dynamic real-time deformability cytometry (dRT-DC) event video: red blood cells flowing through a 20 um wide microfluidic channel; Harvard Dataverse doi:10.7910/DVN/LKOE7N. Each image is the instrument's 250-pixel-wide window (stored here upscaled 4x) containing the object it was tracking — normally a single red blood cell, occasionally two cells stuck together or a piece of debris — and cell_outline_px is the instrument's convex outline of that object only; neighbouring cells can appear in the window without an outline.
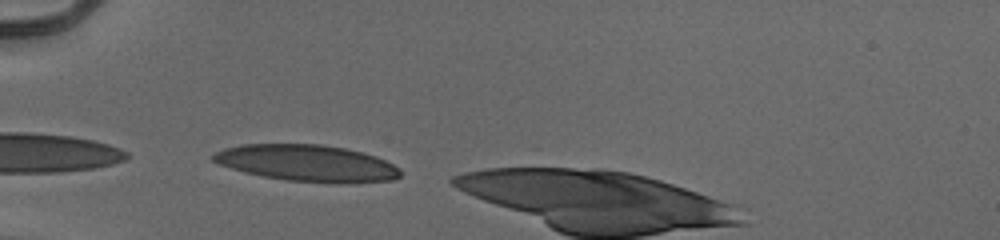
{"species": "human", "species_latin": "Homo sapiens", "temperature_condition": "cold", "stored_images_in_passage": 32, "camera_frame_rate_fps": 3000, "um_per_image_px": 0.085, "donor": {"sex": "male"}, "frame": {"image": 1, "passage_image": 2, "time_ms": 0.333, "image_size_px": [1000, 240], "cell_outline_px": [[400, 176], [392, 180], [340, 184], [288, 180], [264, 176], [244, 172], [216, 164], [212, 160], [212, 156], [216, 152], [224, 148], [240, 144], [320, 144], [344, 148], [364, 152], [376, 156], [400, 168]], "centroid_in_image_um": [26.09, 13.87], "position_along_channel_um": 58.9, "area_um2": 40.06}}
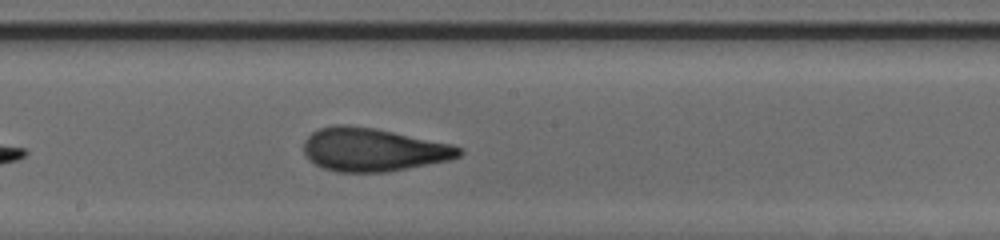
{"frame": {"image": 2, "passage_image": 15, "time_ms": 4.667, "image_size_px": [1000, 240], "cell_outline_px": [[464, 152], [460, 156], [448, 160], [408, 168], [384, 172], [336, 172], [324, 168], [308, 160], [304, 152], [304, 140], [312, 132], [320, 128], [332, 124], [348, 124], [376, 128], [452, 144], [464, 148]], "centroid_in_image_um": [31.71, 12.71], "position_along_channel_um": 216.5, "area_um2": 39.42}}
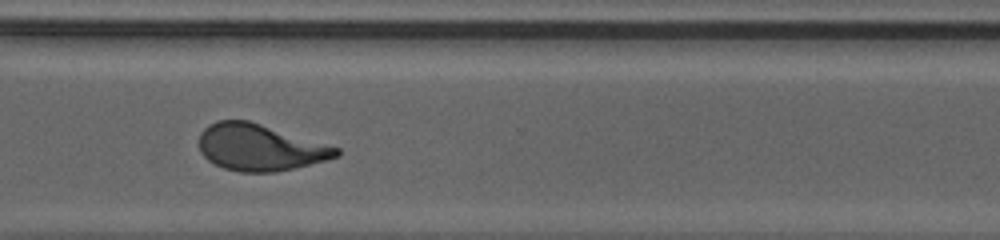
{"frame": {"image": 3, "passage_image": 25, "time_ms": 8.0, "image_size_px": [1000, 240], "cell_outline_px": [[340, 156], [276, 172], [240, 172], [224, 168], [208, 160], [200, 152], [200, 132], [208, 124], [216, 120], [248, 120], [340, 148]], "centroid_in_image_um": [22.06, 12.52], "position_along_channel_um": 348.5, "area_um2": 36.93}}